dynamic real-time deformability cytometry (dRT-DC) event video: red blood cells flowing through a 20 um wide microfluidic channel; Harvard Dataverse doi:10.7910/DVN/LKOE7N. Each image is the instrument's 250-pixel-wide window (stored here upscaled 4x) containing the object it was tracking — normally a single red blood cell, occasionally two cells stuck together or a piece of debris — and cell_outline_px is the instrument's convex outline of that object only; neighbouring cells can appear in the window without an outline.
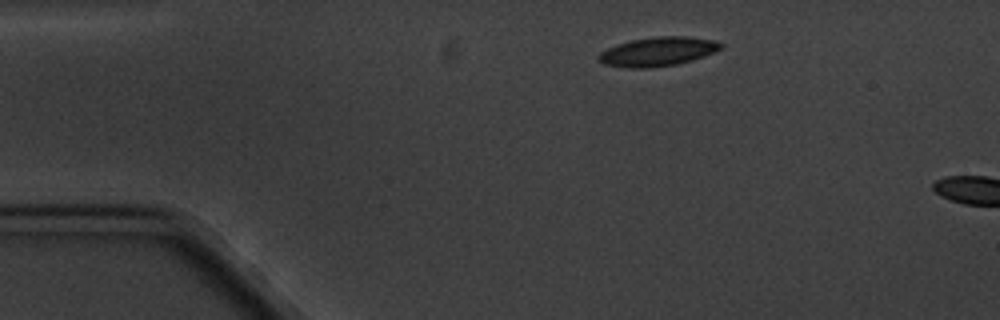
{"species": "common noctule bat (a hibernating species)", "species_latin": "Nyctalus noctula", "temperature_condition": "cold", "stored_images_in_passage": 2, "camera_frame_rate_fps": 3000, "um_per_image_px": 0.085, "animal": {"sex": "male", "body_mass_g": 20.1, "forearm_length_mm": 53.5}, "frame": {"image": 1, "passage_image": 1, "time_ms": 0.0, "image_size_px": [1000, 320], "cell_outline_px": [[724, 44], [716, 52], [692, 60], [676, 64], [652, 68], [628, 68], [604, 64], [596, 60], [596, 56], [600, 52], [616, 44], [632, 40], [656, 36], [688, 36], [716, 40]], "centroid_in_image_um": [55.9, 4.38], "position_along_channel_um": 29.1, "area_um2": 20.92}}